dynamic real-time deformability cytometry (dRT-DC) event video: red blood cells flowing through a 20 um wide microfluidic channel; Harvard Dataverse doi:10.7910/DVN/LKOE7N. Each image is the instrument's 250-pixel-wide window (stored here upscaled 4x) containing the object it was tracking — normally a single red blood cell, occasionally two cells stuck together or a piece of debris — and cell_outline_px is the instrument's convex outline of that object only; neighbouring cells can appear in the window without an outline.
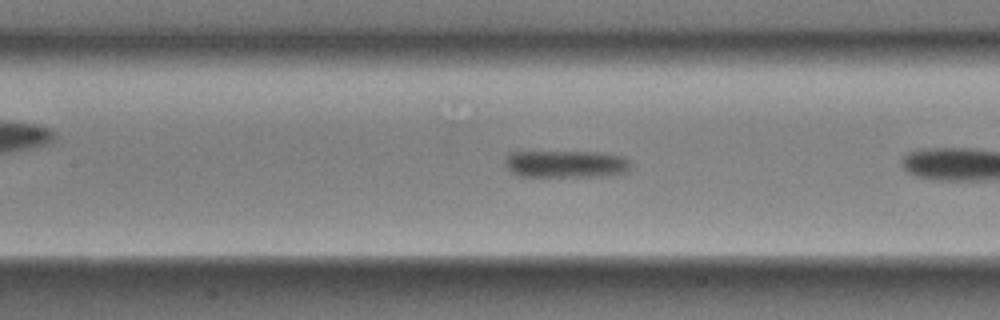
{"species": "Egyptian fruit bat (a non-hibernating species)", "species_latin": "Rousettus aegyptiacus", "temperature_condition": "room temperature", "stored_images_in_passage": 9, "camera_frame_rate_fps": 3000, "um_per_image_px": 0.085, "animal": {"sex": "male"}, "frame": {"image": 1, "passage_image": 8, "time_ms": 2.333, "image_size_px": [1000, 320], "cell_outline_px": [[632, 168], [628, 172], [600, 176], [516, 176], [508, 168], [504, 160], [508, 152], [600, 152], [624, 156], [632, 164]], "centroid_in_image_um": [48.14, 13.93], "position_along_channel_um": 159.3, "area_um2": 20.11}}